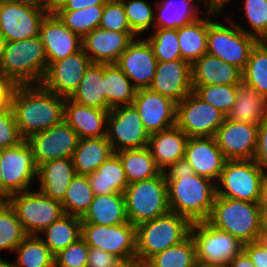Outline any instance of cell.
<instances>
[{
    "instance_id": "32",
    "label": "cell",
    "mask_w": 267,
    "mask_h": 267,
    "mask_svg": "<svg viewBox=\"0 0 267 267\" xmlns=\"http://www.w3.org/2000/svg\"><path fill=\"white\" fill-rule=\"evenodd\" d=\"M114 153L107 136L79 139L72 155L76 174L88 175L93 173Z\"/></svg>"
},
{
    "instance_id": "52",
    "label": "cell",
    "mask_w": 267,
    "mask_h": 267,
    "mask_svg": "<svg viewBox=\"0 0 267 267\" xmlns=\"http://www.w3.org/2000/svg\"><path fill=\"white\" fill-rule=\"evenodd\" d=\"M255 267H267V242L257 240L243 245Z\"/></svg>"
},
{
    "instance_id": "26",
    "label": "cell",
    "mask_w": 267,
    "mask_h": 267,
    "mask_svg": "<svg viewBox=\"0 0 267 267\" xmlns=\"http://www.w3.org/2000/svg\"><path fill=\"white\" fill-rule=\"evenodd\" d=\"M109 111L96 109L65 99L64 121L77 133L79 139L107 135Z\"/></svg>"
},
{
    "instance_id": "24",
    "label": "cell",
    "mask_w": 267,
    "mask_h": 267,
    "mask_svg": "<svg viewBox=\"0 0 267 267\" xmlns=\"http://www.w3.org/2000/svg\"><path fill=\"white\" fill-rule=\"evenodd\" d=\"M136 38L134 33L108 31L98 27L83 39V49L91 63H116L129 44Z\"/></svg>"
},
{
    "instance_id": "39",
    "label": "cell",
    "mask_w": 267,
    "mask_h": 267,
    "mask_svg": "<svg viewBox=\"0 0 267 267\" xmlns=\"http://www.w3.org/2000/svg\"><path fill=\"white\" fill-rule=\"evenodd\" d=\"M16 267H53L54 255L38 235H27L13 251Z\"/></svg>"
},
{
    "instance_id": "27",
    "label": "cell",
    "mask_w": 267,
    "mask_h": 267,
    "mask_svg": "<svg viewBox=\"0 0 267 267\" xmlns=\"http://www.w3.org/2000/svg\"><path fill=\"white\" fill-rule=\"evenodd\" d=\"M75 175L72 158L55 159L38 166L36 181L40 192L61 202Z\"/></svg>"
},
{
    "instance_id": "37",
    "label": "cell",
    "mask_w": 267,
    "mask_h": 267,
    "mask_svg": "<svg viewBox=\"0 0 267 267\" xmlns=\"http://www.w3.org/2000/svg\"><path fill=\"white\" fill-rule=\"evenodd\" d=\"M104 94L111 108L132 105L137 89L115 64L104 63Z\"/></svg>"
},
{
    "instance_id": "31",
    "label": "cell",
    "mask_w": 267,
    "mask_h": 267,
    "mask_svg": "<svg viewBox=\"0 0 267 267\" xmlns=\"http://www.w3.org/2000/svg\"><path fill=\"white\" fill-rule=\"evenodd\" d=\"M227 118L259 125L267 119V98L242 81L237 85L236 101Z\"/></svg>"
},
{
    "instance_id": "21",
    "label": "cell",
    "mask_w": 267,
    "mask_h": 267,
    "mask_svg": "<svg viewBox=\"0 0 267 267\" xmlns=\"http://www.w3.org/2000/svg\"><path fill=\"white\" fill-rule=\"evenodd\" d=\"M39 36L48 63L64 59L83 48L82 38L70 31L54 12H48L41 21Z\"/></svg>"
},
{
    "instance_id": "44",
    "label": "cell",
    "mask_w": 267,
    "mask_h": 267,
    "mask_svg": "<svg viewBox=\"0 0 267 267\" xmlns=\"http://www.w3.org/2000/svg\"><path fill=\"white\" fill-rule=\"evenodd\" d=\"M26 236L13 207L0 200V250L14 251Z\"/></svg>"
},
{
    "instance_id": "56",
    "label": "cell",
    "mask_w": 267,
    "mask_h": 267,
    "mask_svg": "<svg viewBox=\"0 0 267 267\" xmlns=\"http://www.w3.org/2000/svg\"><path fill=\"white\" fill-rule=\"evenodd\" d=\"M143 262L137 255L117 258L109 267H142Z\"/></svg>"
},
{
    "instance_id": "64",
    "label": "cell",
    "mask_w": 267,
    "mask_h": 267,
    "mask_svg": "<svg viewBox=\"0 0 267 267\" xmlns=\"http://www.w3.org/2000/svg\"><path fill=\"white\" fill-rule=\"evenodd\" d=\"M65 0H48V10L49 12H53L56 8H58Z\"/></svg>"
},
{
    "instance_id": "4",
    "label": "cell",
    "mask_w": 267,
    "mask_h": 267,
    "mask_svg": "<svg viewBox=\"0 0 267 267\" xmlns=\"http://www.w3.org/2000/svg\"><path fill=\"white\" fill-rule=\"evenodd\" d=\"M260 212L258 203L216 196L206 222L247 244L259 240Z\"/></svg>"
},
{
    "instance_id": "58",
    "label": "cell",
    "mask_w": 267,
    "mask_h": 267,
    "mask_svg": "<svg viewBox=\"0 0 267 267\" xmlns=\"http://www.w3.org/2000/svg\"><path fill=\"white\" fill-rule=\"evenodd\" d=\"M16 84L0 70V95H12Z\"/></svg>"
},
{
    "instance_id": "33",
    "label": "cell",
    "mask_w": 267,
    "mask_h": 267,
    "mask_svg": "<svg viewBox=\"0 0 267 267\" xmlns=\"http://www.w3.org/2000/svg\"><path fill=\"white\" fill-rule=\"evenodd\" d=\"M103 76L104 63H91L70 99L84 106L110 111L112 108L105 99Z\"/></svg>"
},
{
    "instance_id": "51",
    "label": "cell",
    "mask_w": 267,
    "mask_h": 267,
    "mask_svg": "<svg viewBox=\"0 0 267 267\" xmlns=\"http://www.w3.org/2000/svg\"><path fill=\"white\" fill-rule=\"evenodd\" d=\"M23 140L14 111L10 106L6 111L0 113V149L16 146Z\"/></svg>"
},
{
    "instance_id": "70",
    "label": "cell",
    "mask_w": 267,
    "mask_h": 267,
    "mask_svg": "<svg viewBox=\"0 0 267 267\" xmlns=\"http://www.w3.org/2000/svg\"><path fill=\"white\" fill-rule=\"evenodd\" d=\"M193 267H210L209 265L196 263Z\"/></svg>"
},
{
    "instance_id": "7",
    "label": "cell",
    "mask_w": 267,
    "mask_h": 267,
    "mask_svg": "<svg viewBox=\"0 0 267 267\" xmlns=\"http://www.w3.org/2000/svg\"><path fill=\"white\" fill-rule=\"evenodd\" d=\"M124 198L127 219L135 226L170 212L164 172L151 179L128 184Z\"/></svg>"
},
{
    "instance_id": "54",
    "label": "cell",
    "mask_w": 267,
    "mask_h": 267,
    "mask_svg": "<svg viewBox=\"0 0 267 267\" xmlns=\"http://www.w3.org/2000/svg\"><path fill=\"white\" fill-rule=\"evenodd\" d=\"M117 257L104 250L89 247L87 267H109Z\"/></svg>"
},
{
    "instance_id": "12",
    "label": "cell",
    "mask_w": 267,
    "mask_h": 267,
    "mask_svg": "<svg viewBox=\"0 0 267 267\" xmlns=\"http://www.w3.org/2000/svg\"><path fill=\"white\" fill-rule=\"evenodd\" d=\"M48 12V7L0 0V33L6 42L38 36L40 23Z\"/></svg>"
},
{
    "instance_id": "30",
    "label": "cell",
    "mask_w": 267,
    "mask_h": 267,
    "mask_svg": "<svg viewBox=\"0 0 267 267\" xmlns=\"http://www.w3.org/2000/svg\"><path fill=\"white\" fill-rule=\"evenodd\" d=\"M82 224L119 225L128 222L124 194L94 195Z\"/></svg>"
},
{
    "instance_id": "28",
    "label": "cell",
    "mask_w": 267,
    "mask_h": 267,
    "mask_svg": "<svg viewBox=\"0 0 267 267\" xmlns=\"http://www.w3.org/2000/svg\"><path fill=\"white\" fill-rule=\"evenodd\" d=\"M188 138L177 125L150 135L147 148L162 172L184 158Z\"/></svg>"
},
{
    "instance_id": "53",
    "label": "cell",
    "mask_w": 267,
    "mask_h": 267,
    "mask_svg": "<svg viewBox=\"0 0 267 267\" xmlns=\"http://www.w3.org/2000/svg\"><path fill=\"white\" fill-rule=\"evenodd\" d=\"M253 160L257 164H267V119L258 125L257 148Z\"/></svg>"
},
{
    "instance_id": "5",
    "label": "cell",
    "mask_w": 267,
    "mask_h": 267,
    "mask_svg": "<svg viewBox=\"0 0 267 267\" xmlns=\"http://www.w3.org/2000/svg\"><path fill=\"white\" fill-rule=\"evenodd\" d=\"M192 223L174 212L136 226V255L145 263L152 256L181 243L190 235Z\"/></svg>"
},
{
    "instance_id": "62",
    "label": "cell",
    "mask_w": 267,
    "mask_h": 267,
    "mask_svg": "<svg viewBox=\"0 0 267 267\" xmlns=\"http://www.w3.org/2000/svg\"><path fill=\"white\" fill-rule=\"evenodd\" d=\"M12 95H0V113L6 111L11 106Z\"/></svg>"
},
{
    "instance_id": "13",
    "label": "cell",
    "mask_w": 267,
    "mask_h": 267,
    "mask_svg": "<svg viewBox=\"0 0 267 267\" xmlns=\"http://www.w3.org/2000/svg\"><path fill=\"white\" fill-rule=\"evenodd\" d=\"M225 115L193 91L176 104V125L190 137H214Z\"/></svg>"
},
{
    "instance_id": "61",
    "label": "cell",
    "mask_w": 267,
    "mask_h": 267,
    "mask_svg": "<svg viewBox=\"0 0 267 267\" xmlns=\"http://www.w3.org/2000/svg\"><path fill=\"white\" fill-rule=\"evenodd\" d=\"M258 205L261 211H267V184H261L260 198Z\"/></svg>"
},
{
    "instance_id": "19",
    "label": "cell",
    "mask_w": 267,
    "mask_h": 267,
    "mask_svg": "<svg viewBox=\"0 0 267 267\" xmlns=\"http://www.w3.org/2000/svg\"><path fill=\"white\" fill-rule=\"evenodd\" d=\"M157 58L147 39L136 38L129 44L115 63L131 80L134 87L149 88L156 71Z\"/></svg>"
},
{
    "instance_id": "47",
    "label": "cell",
    "mask_w": 267,
    "mask_h": 267,
    "mask_svg": "<svg viewBox=\"0 0 267 267\" xmlns=\"http://www.w3.org/2000/svg\"><path fill=\"white\" fill-rule=\"evenodd\" d=\"M120 1L122 2L128 24L137 37H140V33L147 32L154 27L155 8L152 4H148L144 0Z\"/></svg>"
},
{
    "instance_id": "29",
    "label": "cell",
    "mask_w": 267,
    "mask_h": 267,
    "mask_svg": "<svg viewBox=\"0 0 267 267\" xmlns=\"http://www.w3.org/2000/svg\"><path fill=\"white\" fill-rule=\"evenodd\" d=\"M200 4H202L201 0H162L157 2L154 28L178 29L194 22L200 18L199 15L202 13L199 8L202 6Z\"/></svg>"
},
{
    "instance_id": "49",
    "label": "cell",
    "mask_w": 267,
    "mask_h": 267,
    "mask_svg": "<svg viewBox=\"0 0 267 267\" xmlns=\"http://www.w3.org/2000/svg\"><path fill=\"white\" fill-rule=\"evenodd\" d=\"M99 27L108 31L133 33L120 0H108L105 3Z\"/></svg>"
},
{
    "instance_id": "55",
    "label": "cell",
    "mask_w": 267,
    "mask_h": 267,
    "mask_svg": "<svg viewBox=\"0 0 267 267\" xmlns=\"http://www.w3.org/2000/svg\"><path fill=\"white\" fill-rule=\"evenodd\" d=\"M108 0H65L54 11H74L95 5H105Z\"/></svg>"
},
{
    "instance_id": "45",
    "label": "cell",
    "mask_w": 267,
    "mask_h": 267,
    "mask_svg": "<svg viewBox=\"0 0 267 267\" xmlns=\"http://www.w3.org/2000/svg\"><path fill=\"white\" fill-rule=\"evenodd\" d=\"M146 39L158 62L182 59L177 29L157 28Z\"/></svg>"
},
{
    "instance_id": "65",
    "label": "cell",
    "mask_w": 267,
    "mask_h": 267,
    "mask_svg": "<svg viewBox=\"0 0 267 267\" xmlns=\"http://www.w3.org/2000/svg\"><path fill=\"white\" fill-rule=\"evenodd\" d=\"M261 169V176H262V183L261 184H267V173H266V168L267 164H258Z\"/></svg>"
},
{
    "instance_id": "20",
    "label": "cell",
    "mask_w": 267,
    "mask_h": 267,
    "mask_svg": "<svg viewBox=\"0 0 267 267\" xmlns=\"http://www.w3.org/2000/svg\"><path fill=\"white\" fill-rule=\"evenodd\" d=\"M132 105L149 135L176 125V103L149 88L137 90Z\"/></svg>"
},
{
    "instance_id": "43",
    "label": "cell",
    "mask_w": 267,
    "mask_h": 267,
    "mask_svg": "<svg viewBox=\"0 0 267 267\" xmlns=\"http://www.w3.org/2000/svg\"><path fill=\"white\" fill-rule=\"evenodd\" d=\"M94 193L87 175H75L61 201L64 214L82 217L93 201Z\"/></svg>"
},
{
    "instance_id": "67",
    "label": "cell",
    "mask_w": 267,
    "mask_h": 267,
    "mask_svg": "<svg viewBox=\"0 0 267 267\" xmlns=\"http://www.w3.org/2000/svg\"><path fill=\"white\" fill-rule=\"evenodd\" d=\"M5 42L4 36L0 33V63L3 57Z\"/></svg>"
},
{
    "instance_id": "14",
    "label": "cell",
    "mask_w": 267,
    "mask_h": 267,
    "mask_svg": "<svg viewBox=\"0 0 267 267\" xmlns=\"http://www.w3.org/2000/svg\"><path fill=\"white\" fill-rule=\"evenodd\" d=\"M106 136L115 153L147 147L150 138L133 105L118 106L109 111Z\"/></svg>"
},
{
    "instance_id": "35",
    "label": "cell",
    "mask_w": 267,
    "mask_h": 267,
    "mask_svg": "<svg viewBox=\"0 0 267 267\" xmlns=\"http://www.w3.org/2000/svg\"><path fill=\"white\" fill-rule=\"evenodd\" d=\"M81 233V217L64 214L50 226L46 227L41 232L42 236H39L55 256L70 244L76 242L81 237Z\"/></svg>"
},
{
    "instance_id": "69",
    "label": "cell",
    "mask_w": 267,
    "mask_h": 267,
    "mask_svg": "<svg viewBox=\"0 0 267 267\" xmlns=\"http://www.w3.org/2000/svg\"><path fill=\"white\" fill-rule=\"evenodd\" d=\"M260 42H262L267 47V33L261 38Z\"/></svg>"
},
{
    "instance_id": "8",
    "label": "cell",
    "mask_w": 267,
    "mask_h": 267,
    "mask_svg": "<svg viewBox=\"0 0 267 267\" xmlns=\"http://www.w3.org/2000/svg\"><path fill=\"white\" fill-rule=\"evenodd\" d=\"M261 183V169L253 159L226 160L216 182V196L258 203Z\"/></svg>"
},
{
    "instance_id": "41",
    "label": "cell",
    "mask_w": 267,
    "mask_h": 267,
    "mask_svg": "<svg viewBox=\"0 0 267 267\" xmlns=\"http://www.w3.org/2000/svg\"><path fill=\"white\" fill-rule=\"evenodd\" d=\"M242 81L267 98V47L260 41L250 51Z\"/></svg>"
},
{
    "instance_id": "1",
    "label": "cell",
    "mask_w": 267,
    "mask_h": 267,
    "mask_svg": "<svg viewBox=\"0 0 267 267\" xmlns=\"http://www.w3.org/2000/svg\"><path fill=\"white\" fill-rule=\"evenodd\" d=\"M164 174L170 211L191 223L206 221L216 197V183L194 173L184 158L174 162Z\"/></svg>"
},
{
    "instance_id": "63",
    "label": "cell",
    "mask_w": 267,
    "mask_h": 267,
    "mask_svg": "<svg viewBox=\"0 0 267 267\" xmlns=\"http://www.w3.org/2000/svg\"><path fill=\"white\" fill-rule=\"evenodd\" d=\"M13 1L29 3L40 7H47L48 4V0H13Z\"/></svg>"
},
{
    "instance_id": "10",
    "label": "cell",
    "mask_w": 267,
    "mask_h": 267,
    "mask_svg": "<svg viewBox=\"0 0 267 267\" xmlns=\"http://www.w3.org/2000/svg\"><path fill=\"white\" fill-rule=\"evenodd\" d=\"M13 207L27 235H41V232L64 215L60 201L46 197L42 192L23 191L7 199Z\"/></svg>"
},
{
    "instance_id": "11",
    "label": "cell",
    "mask_w": 267,
    "mask_h": 267,
    "mask_svg": "<svg viewBox=\"0 0 267 267\" xmlns=\"http://www.w3.org/2000/svg\"><path fill=\"white\" fill-rule=\"evenodd\" d=\"M0 167L4 181V200L11 195L30 190L31 182L37 180L38 166L27 140L16 146L0 149Z\"/></svg>"
},
{
    "instance_id": "48",
    "label": "cell",
    "mask_w": 267,
    "mask_h": 267,
    "mask_svg": "<svg viewBox=\"0 0 267 267\" xmlns=\"http://www.w3.org/2000/svg\"><path fill=\"white\" fill-rule=\"evenodd\" d=\"M245 17L250 30L237 26L245 33L254 36L258 41L267 33V0H244Z\"/></svg>"
},
{
    "instance_id": "15",
    "label": "cell",
    "mask_w": 267,
    "mask_h": 267,
    "mask_svg": "<svg viewBox=\"0 0 267 267\" xmlns=\"http://www.w3.org/2000/svg\"><path fill=\"white\" fill-rule=\"evenodd\" d=\"M81 237L89 247L124 258L136 255V226L129 221L119 225L82 224Z\"/></svg>"
},
{
    "instance_id": "23",
    "label": "cell",
    "mask_w": 267,
    "mask_h": 267,
    "mask_svg": "<svg viewBox=\"0 0 267 267\" xmlns=\"http://www.w3.org/2000/svg\"><path fill=\"white\" fill-rule=\"evenodd\" d=\"M184 159L191 165L194 173L215 183L227 160L214 137L188 138Z\"/></svg>"
},
{
    "instance_id": "34",
    "label": "cell",
    "mask_w": 267,
    "mask_h": 267,
    "mask_svg": "<svg viewBox=\"0 0 267 267\" xmlns=\"http://www.w3.org/2000/svg\"><path fill=\"white\" fill-rule=\"evenodd\" d=\"M87 176L94 195L124 194L129 184L122 161L116 153Z\"/></svg>"
},
{
    "instance_id": "59",
    "label": "cell",
    "mask_w": 267,
    "mask_h": 267,
    "mask_svg": "<svg viewBox=\"0 0 267 267\" xmlns=\"http://www.w3.org/2000/svg\"><path fill=\"white\" fill-rule=\"evenodd\" d=\"M202 5H206V10H215V11H222L226 4L228 5V2L231 0H201Z\"/></svg>"
},
{
    "instance_id": "50",
    "label": "cell",
    "mask_w": 267,
    "mask_h": 267,
    "mask_svg": "<svg viewBox=\"0 0 267 267\" xmlns=\"http://www.w3.org/2000/svg\"><path fill=\"white\" fill-rule=\"evenodd\" d=\"M89 246L80 237L54 256L55 267H87Z\"/></svg>"
},
{
    "instance_id": "68",
    "label": "cell",
    "mask_w": 267,
    "mask_h": 267,
    "mask_svg": "<svg viewBox=\"0 0 267 267\" xmlns=\"http://www.w3.org/2000/svg\"><path fill=\"white\" fill-rule=\"evenodd\" d=\"M0 267H16L14 265V262H10V261H7V260H4L3 258L0 257Z\"/></svg>"
},
{
    "instance_id": "42",
    "label": "cell",
    "mask_w": 267,
    "mask_h": 267,
    "mask_svg": "<svg viewBox=\"0 0 267 267\" xmlns=\"http://www.w3.org/2000/svg\"><path fill=\"white\" fill-rule=\"evenodd\" d=\"M104 5H95L74 11H53L64 25L82 39L101 22Z\"/></svg>"
},
{
    "instance_id": "57",
    "label": "cell",
    "mask_w": 267,
    "mask_h": 267,
    "mask_svg": "<svg viewBox=\"0 0 267 267\" xmlns=\"http://www.w3.org/2000/svg\"><path fill=\"white\" fill-rule=\"evenodd\" d=\"M225 267H255L248 254L242 250Z\"/></svg>"
},
{
    "instance_id": "2",
    "label": "cell",
    "mask_w": 267,
    "mask_h": 267,
    "mask_svg": "<svg viewBox=\"0 0 267 267\" xmlns=\"http://www.w3.org/2000/svg\"><path fill=\"white\" fill-rule=\"evenodd\" d=\"M64 97L38 85H17L11 107L24 140L64 120Z\"/></svg>"
},
{
    "instance_id": "18",
    "label": "cell",
    "mask_w": 267,
    "mask_h": 267,
    "mask_svg": "<svg viewBox=\"0 0 267 267\" xmlns=\"http://www.w3.org/2000/svg\"><path fill=\"white\" fill-rule=\"evenodd\" d=\"M257 137V124L235 122L227 117L214 136L227 160L254 159Z\"/></svg>"
},
{
    "instance_id": "9",
    "label": "cell",
    "mask_w": 267,
    "mask_h": 267,
    "mask_svg": "<svg viewBox=\"0 0 267 267\" xmlns=\"http://www.w3.org/2000/svg\"><path fill=\"white\" fill-rule=\"evenodd\" d=\"M190 235L196 248L197 263L225 267L243 250V243L229 233L215 228L206 221L194 222Z\"/></svg>"
},
{
    "instance_id": "22",
    "label": "cell",
    "mask_w": 267,
    "mask_h": 267,
    "mask_svg": "<svg viewBox=\"0 0 267 267\" xmlns=\"http://www.w3.org/2000/svg\"><path fill=\"white\" fill-rule=\"evenodd\" d=\"M149 89L179 103L193 91L191 64L183 59L158 62Z\"/></svg>"
},
{
    "instance_id": "36",
    "label": "cell",
    "mask_w": 267,
    "mask_h": 267,
    "mask_svg": "<svg viewBox=\"0 0 267 267\" xmlns=\"http://www.w3.org/2000/svg\"><path fill=\"white\" fill-rule=\"evenodd\" d=\"M205 13L206 17L177 29L182 59L190 64L207 52L208 10Z\"/></svg>"
},
{
    "instance_id": "3",
    "label": "cell",
    "mask_w": 267,
    "mask_h": 267,
    "mask_svg": "<svg viewBox=\"0 0 267 267\" xmlns=\"http://www.w3.org/2000/svg\"><path fill=\"white\" fill-rule=\"evenodd\" d=\"M48 61L40 36L5 42L0 70L16 85L41 84Z\"/></svg>"
},
{
    "instance_id": "46",
    "label": "cell",
    "mask_w": 267,
    "mask_h": 267,
    "mask_svg": "<svg viewBox=\"0 0 267 267\" xmlns=\"http://www.w3.org/2000/svg\"><path fill=\"white\" fill-rule=\"evenodd\" d=\"M192 88L200 99L218 109L226 117L236 101L237 85H202Z\"/></svg>"
},
{
    "instance_id": "60",
    "label": "cell",
    "mask_w": 267,
    "mask_h": 267,
    "mask_svg": "<svg viewBox=\"0 0 267 267\" xmlns=\"http://www.w3.org/2000/svg\"><path fill=\"white\" fill-rule=\"evenodd\" d=\"M259 240L267 242V211L260 212Z\"/></svg>"
},
{
    "instance_id": "25",
    "label": "cell",
    "mask_w": 267,
    "mask_h": 267,
    "mask_svg": "<svg viewBox=\"0 0 267 267\" xmlns=\"http://www.w3.org/2000/svg\"><path fill=\"white\" fill-rule=\"evenodd\" d=\"M243 71L218 57L204 54L191 64L192 86L239 85Z\"/></svg>"
},
{
    "instance_id": "38",
    "label": "cell",
    "mask_w": 267,
    "mask_h": 267,
    "mask_svg": "<svg viewBox=\"0 0 267 267\" xmlns=\"http://www.w3.org/2000/svg\"><path fill=\"white\" fill-rule=\"evenodd\" d=\"M128 183L151 179L162 171L147 147L118 151Z\"/></svg>"
},
{
    "instance_id": "6",
    "label": "cell",
    "mask_w": 267,
    "mask_h": 267,
    "mask_svg": "<svg viewBox=\"0 0 267 267\" xmlns=\"http://www.w3.org/2000/svg\"><path fill=\"white\" fill-rule=\"evenodd\" d=\"M219 11L208 10L207 54L215 56L244 70L250 51L258 41L254 36L245 33L237 22L228 16L229 26L213 20Z\"/></svg>"
},
{
    "instance_id": "16",
    "label": "cell",
    "mask_w": 267,
    "mask_h": 267,
    "mask_svg": "<svg viewBox=\"0 0 267 267\" xmlns=\"http://www.w3.org/2000/svg\"><path fill=\"white\" fill-rule=\"evenodd\" d=\"M37 166L51 160L72 158L78 143L77 133L63 120L47 130L26 139Z\"/></svg>"
},
{
    "instance_id": "17",
    "label": "cell",
    "mask_w": 267,
    "mask_h": 267,
    "mask_svg": "<svg viewBox=\"0 0 267 267\" xmlns=\"http://www.w3.org/2000/svg\"><path fill=\"white\" fill-rule=\"evenodd\" d=\"M90 64L83 48L64 59L49 62L41 85L58 96L70 98Z\"/></svg>"
},
{
    "instance_id": "66",
    "label": "cell",
    "mask_w": 267,
    "mask_h": 267,
    "mask_svg": "<svg viewBox=\"0 0 267 267\" xmlns=\"http://www.w3.org/2000/svg\"><path fill=\"white\" fill-rule=\"evenodd\" d=\"M0 200H4V181L2 178L1 167H0Z\"/></svg>"
},
{
    "instance_id": "40",
    "label": "cell",
    "mask_w": 267,
    "mask_h": 267,
    "mask_svg": "<svg viewBox=\"0 0 267 267\" xmlns=\"http://www.w3.org/2000/svg\"><path fill=\"white\" fill-rule=\"evenodd\" d=\"M197 263L195 243L189 235L181 243L152 256L145 267H193Z\"/></svg>"
}]
</instances>
